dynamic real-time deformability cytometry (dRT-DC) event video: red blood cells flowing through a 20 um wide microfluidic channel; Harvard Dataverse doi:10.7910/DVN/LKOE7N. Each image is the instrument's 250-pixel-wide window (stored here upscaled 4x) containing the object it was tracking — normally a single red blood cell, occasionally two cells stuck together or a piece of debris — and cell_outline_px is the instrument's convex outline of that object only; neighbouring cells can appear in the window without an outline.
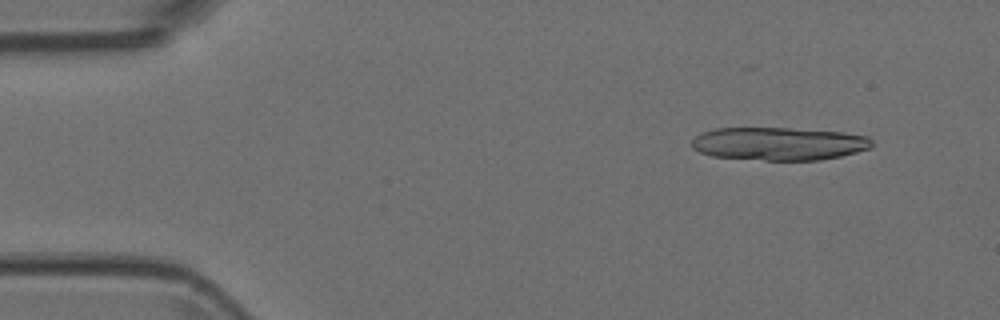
{"species": "Egyptian fruit bat (a non-hibernating species)", "species_latin": "Rousettus aegyptiacus", "temperature_condition": "room temperature", "stored_images_in_passage": 5, "camera_frame_rate_fps": 3000, "um_per_image_px": 0.085, "animal": {"sex": "female"}, "frame": {"image": 1, "passage_image": 2, "time_ms": 0.333, "image_size_px": [1000, 320], "cell_outline_px": [[872, 148], [840, 156], [820, 160], [764, 160], [712, 156], [700, 152], [692, 148], [692, 140], [696, 136], [704, 132], [716, 128], [788, 128], [844, 132], [868, 136], [872, 140]], "centroid_in_image_um": [66.23, 12.21], "position_along_channel_um": 18.8, "area_um2": 34.68}}